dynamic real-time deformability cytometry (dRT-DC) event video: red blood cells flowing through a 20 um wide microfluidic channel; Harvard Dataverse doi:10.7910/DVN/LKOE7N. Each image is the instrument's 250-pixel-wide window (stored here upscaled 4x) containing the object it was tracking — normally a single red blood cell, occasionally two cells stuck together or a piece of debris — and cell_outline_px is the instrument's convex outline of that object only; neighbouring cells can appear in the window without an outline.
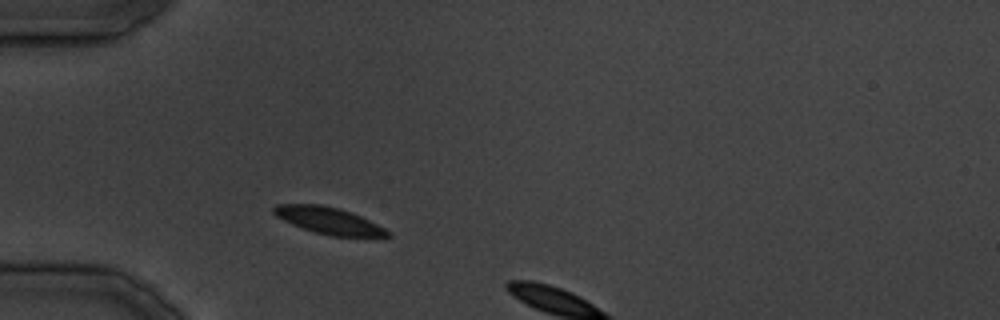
{"species": "common noctule bat (a hibernating species)", "species_latin": "Nyctalus noctula", "temperature_condition": "cold", "stored_images_in_passage": 3, "camera_frame_rate_fps": 3000, "um_per_image_px": 0.085, "animal": {"sex": "male", "body_mass_g": 19.5, "forearm_length_mm": 54.6}, "frame": {"image": 1, "passage_image": 1, "time_ms": 0.0, "image_size_px": [1000, 320], "cell_outline_px": [[392, 236], [332, 236], [316, 232], [292, 224], [276, 216], [272, 212], [272, 208], [276, 204], [320, 204], [352, 212], [392, 232]], "centroid_in_image_um": [27.92, 18.74], "position_along_channel_um": 57.1, "area_um2": 17.46}}